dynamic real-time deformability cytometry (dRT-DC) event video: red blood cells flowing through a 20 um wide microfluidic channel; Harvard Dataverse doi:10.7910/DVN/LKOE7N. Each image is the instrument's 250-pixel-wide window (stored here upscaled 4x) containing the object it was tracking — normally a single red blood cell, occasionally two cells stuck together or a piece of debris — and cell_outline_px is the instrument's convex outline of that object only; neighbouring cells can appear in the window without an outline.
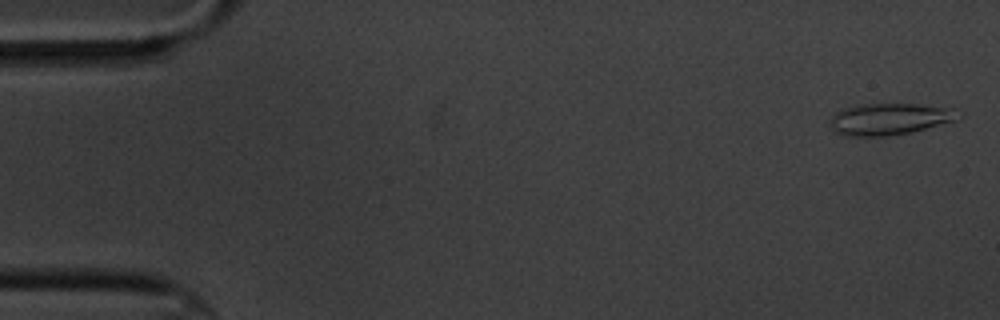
{"species": "common noctule bat (a hibernating species)", "species_latin": "Nyctalus noctula", "temperature_condition": "cold", "stored_images_in_passage": 15, "camera_frame_rate_fps": 3000, "um_per_image_px": 0.085, "animal": {"sex": "male", "body_mass_g": 20.1, "forearm_length_mm": 53.5}, "frame": {"image": 1, "passage_image": 1, "time_ms": 0.0, "image_size_px": [1000, 320], "cell_outline_px": [[956, 120], [912, 132], [884, 136], [844, 136], [836, 132], [832, 128], [832, 116], [836, 112], [844, 108], [860, 104], [916, 104], [952, 108]], "centroid_in_image_um": [75.54, 10.12], "position_along_channel_um": 9.5, "area_um2": 23.12}}
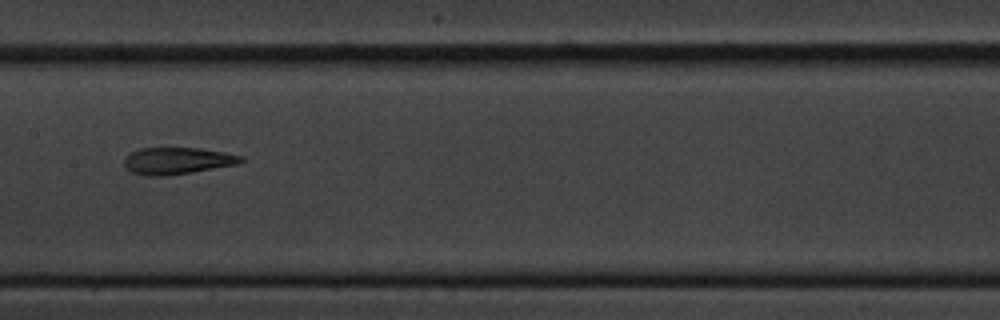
{"frame": {"image": 2, "passage_image": 8, "time_ms": 9.0, "image_size_px": [1000, 320], "cell_outline_px": [[244, 160], [236, 164], [192, 172], [164, 176], [148, 176], [132, 172], [124, 164], [124, 156], [140, 148], [200, 148], [224, 152], [244, 156]], "centroid_in_image_um": [15.06, 13.66], "position_along_channel_um": 192.3, "area_um2": 18.15}}
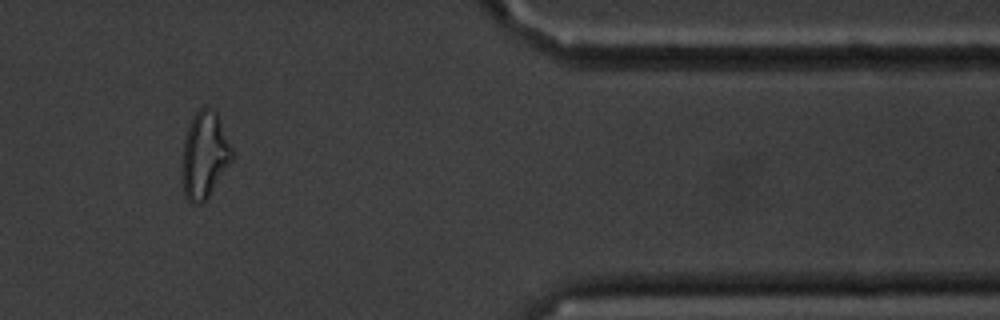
{"frame": {"image": 3, "passage_image": 13, "time_ms": 15.667, "image_size_px": [1000, 320], "cell_outline_px": [[232, 160], [208, 196], [200, 204], [192, 204], [184, 196], [180, 180], [180, 164], [184, 140], [192, 116], [200, 108], [208, 108], [216, 112], [220, 120], [232, 148]], "centroid_in_image_um": [17.32, 13.22], "position_along_channel_um": 394.1, "area_um2": 25.37}, "authors_computed_cell_mechanics": {"area_um2": 19.2474, "velocity_mm_per_s": 3.4513, "shape_relaxation_time_tau1_ms": null, "shape_relaxation_time_tau2_ms": 2.3929, "deformation_change_tau1": null, "deformation_change_tau2": 0.0887}}